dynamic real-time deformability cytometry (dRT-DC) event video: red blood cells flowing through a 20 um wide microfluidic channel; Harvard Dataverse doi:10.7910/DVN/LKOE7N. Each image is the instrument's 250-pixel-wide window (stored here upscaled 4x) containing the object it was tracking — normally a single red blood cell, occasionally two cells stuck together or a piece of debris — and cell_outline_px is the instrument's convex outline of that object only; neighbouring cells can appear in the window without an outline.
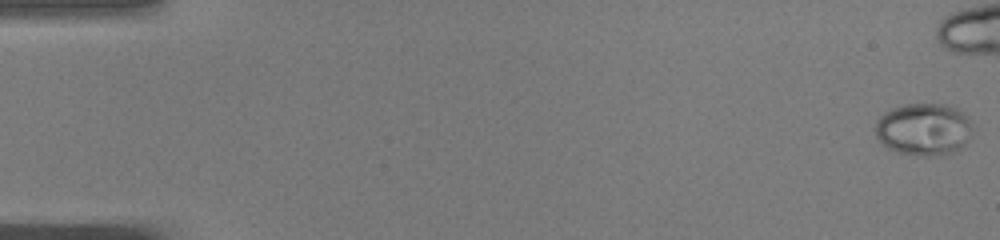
{"species": "common noctule bat (a hibernating species)", "species_latin": "Nyctalus noctula", "temperature_condition": "warm", "stored_images_in_passage": 41, "camera_frame_rate_fps": 3000, "um_per_image_px": 0.085, "animal": {"sex": "male", "body_mass_g": 19.0, "forearm_length_mm": 50.8}, "frame": {"image": 1, "passage_image": 1, "time_ms": 0.0, "image_size_px": [1000, 240], "cell_outline_px": [[972, 136], [960, 148], [952, 152], [936, 156], [924, 156], [896, 152], [888, 148], [876, 136], [876, 120], [884, 112], [892, 108], [908, 104], [944, 104], [956, 108], [968, 116], [972, 120]], "centroid_in_image_um": [78.54, 10.99], "position_along_channel_um": 6.5, "area_um2": 29.77}}
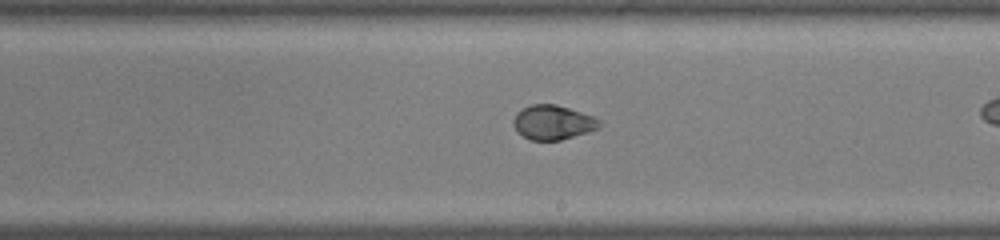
{"frame": {"image": 2, "passage_image": 30, "time_ms": 9.667, "image_size_px": [1000, 240], "cell_outline_px": [[600, 124], [596, 128], [588, 132], [560, 140], [532, 140], [524, 136], [512, 124], [512, 120], [516, 112], [532, 104], [556, 104], [596, 116], [600, 120]], "centroid_in_image_um": [47.0, 10.38], "position_along_channel_um": 242.0, "area_um2": 17.17}}
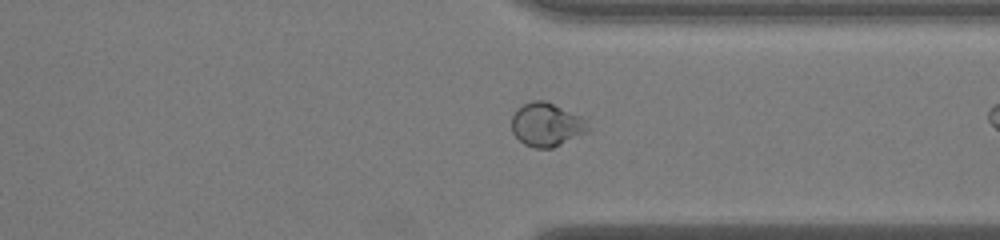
{"frame": {"image": 3, "passage_image": 39, "time_ms": 12.667, "image_size_px": [1000, 240], "cell_outline_px": [[588, 132], [552, 148], [536, 148], [524, 144], [512, 132], [512, 116], [516, 108], [532, 100], [544, 100], [580, 116], [588, 120]], "centroid_in_image_um": [46.45, 10.59], "position_along_channel_um": 365.0, "area_um2": 19.31}}